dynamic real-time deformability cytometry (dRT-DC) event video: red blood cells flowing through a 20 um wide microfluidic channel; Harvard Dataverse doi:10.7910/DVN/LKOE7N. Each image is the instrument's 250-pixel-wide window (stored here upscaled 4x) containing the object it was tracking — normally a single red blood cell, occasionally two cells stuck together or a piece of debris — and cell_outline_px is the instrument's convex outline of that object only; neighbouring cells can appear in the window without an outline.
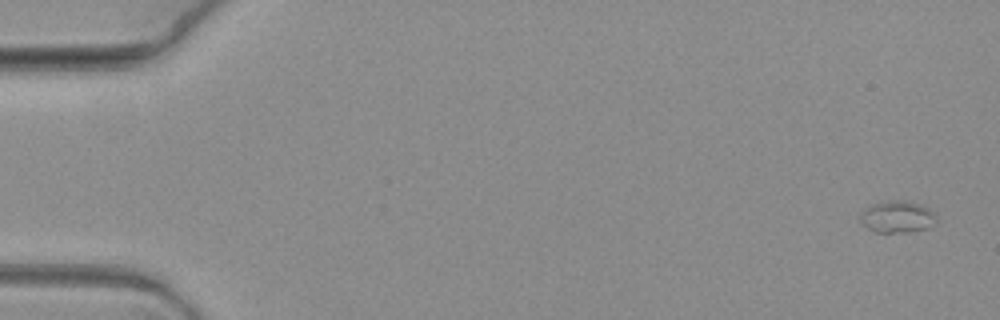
{"species": "common noctule bat (a hibernating species)", "species_latin": "Nyctalus noctula", "temperature_condition": "warm", "stored_images_in_passage": 6, "camera_frame_rate_fps": 3000, "um_per_image_px": 0.085, "animal": {"sex": "female", "body_mass_g": 19.3, "forearm_length_mm": 54.1}, "frame": {"image": 1, "passage_image": 1, "time_ms": 0.0, "image_size_px": [1000, 320], "cell_outline_px": [[936, 220], [928, 228], [908, 232], [876, 232], [868, 228], [860, 220], [860, 212], [864, 208], [872, 204], [892, 200], [904, 200], [928, 208], [936, 212]], "centroid_in_image_um": [76.26, 18.42], "position_along_channel_um": 8.7, "area_um2": 14.05}}
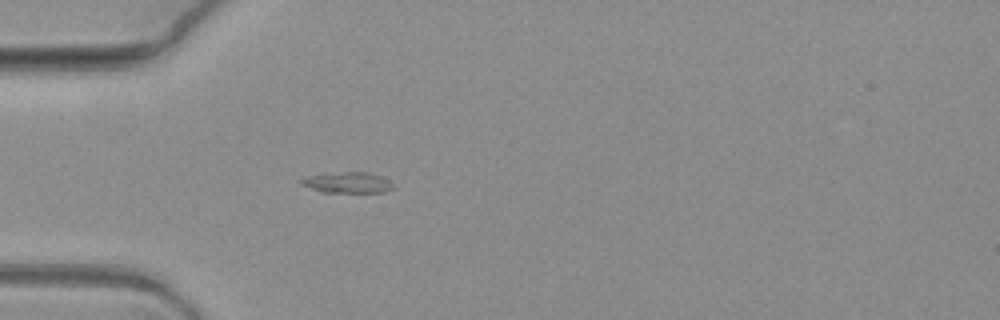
{"frame": {"image": 2, "passage_image": 6, "time_ms": 1.667, "image_size_px": [1000, 320], "cell_outline_px": [[396, 188], [384, 192], [320, 192], [300, 184], [300, 180], [308, 176], [320, 172], [368, 172], [380, 176], [396, 184]], "centroid_in_image_um": [29.54, 15.51], "position_along_channel_um": 55.5, "area_um2": 11.5}}